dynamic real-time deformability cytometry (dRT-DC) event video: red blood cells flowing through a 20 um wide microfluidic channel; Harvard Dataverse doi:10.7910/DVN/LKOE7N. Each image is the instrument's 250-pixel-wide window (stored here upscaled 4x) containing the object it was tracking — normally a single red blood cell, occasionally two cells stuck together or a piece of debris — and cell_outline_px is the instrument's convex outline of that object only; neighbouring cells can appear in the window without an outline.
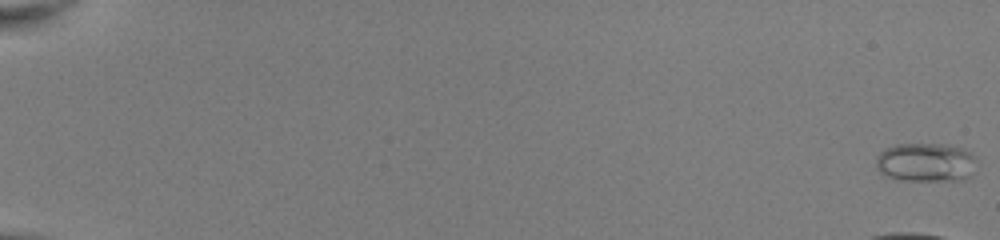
{"species": "common noctule bat (a hibernating species)", "species_latin": "Nyctalus noctula", "temperature_condition": "room temperature", "stored_images_in_passage": 14, "camera_frame_rate_fps": 3000, "um_per_image_px": 0.085, "animal": {"sex": "female", "body_mass_g": 22.0, "forearm_length_mm": 56.7}, "frame": {"image": 1, "passage_image": 1, "time_ms": 0.0, "image_size_px": [1000, 240], "cell_outline_px": [[976, 160], [972, 176], [960, 180], [896, 180], [880, 172], [876, 164], [876, 156], [884, 148], [896, 144], [944, 144], [960, 148], [972, 152], [976, 156]], "centroid_in_image_um": [78.7, 13.79], "position_along_channel_um": 6.3, "area_um2": 23.0}}